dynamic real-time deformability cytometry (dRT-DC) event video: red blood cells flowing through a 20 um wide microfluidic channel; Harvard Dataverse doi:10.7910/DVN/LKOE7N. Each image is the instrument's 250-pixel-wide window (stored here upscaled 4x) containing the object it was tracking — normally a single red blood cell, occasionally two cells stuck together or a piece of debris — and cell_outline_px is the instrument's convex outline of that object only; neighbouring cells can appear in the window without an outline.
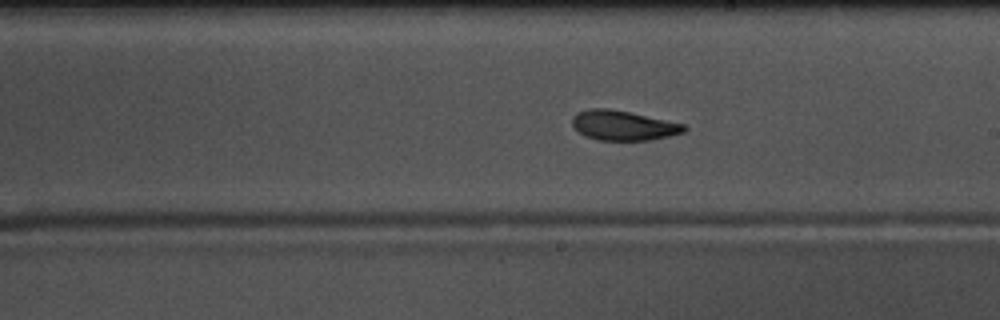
{"species": "common noctule bat (a hibernating species)", "species_latin": "Nyctalus noctula", "temperature_condition": "warm", "stored_images_in_passage": 57, "segment_of_instrument_passage": [1, 2], "camera_frame_rate_fps": 3000, "um_per_image_px": 0.085, "animal": {"sex": "male", "body_mass_g": 17.5, "forearm_length_mm": 52.3}, "frame": {"image": 1, "passage_image": 32, "time_ms": 10.333, "image_size_px": [1000, 320], "cell_outline_px": [[688, 128], [684, 132], [668, 136], [648, 140], [596, 140], [584, 136], [572, 124], [572, 116], [576, 112], [588, 108], [608, 108], [628, 112], [684, 124]], "centroid_in_image_um": [52.93, 10.66], "position_along_channel_um": 236.1, "area_um2": 19.31}}
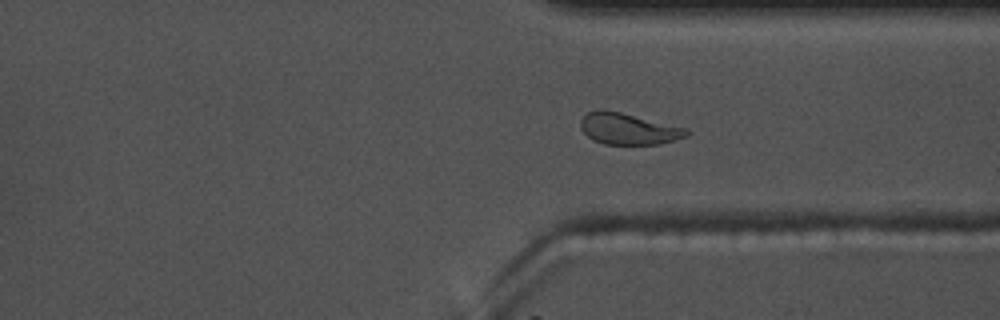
{"frame": {"image": 2, "passage_image": 42, "time_ms": 13.667, "image_size_px": [1000, 320], "cell_outline_px": [[688, 136], [660, 144], [604, 144], [592, 140], [580, 128], [580, 120], [588, 112], [600, 108], [620, 112], [688, 128]], "centroid_in_image_um": [53.4, 10.94], "position_along_channel_um": 358.0, "area_um2": 19.42}}
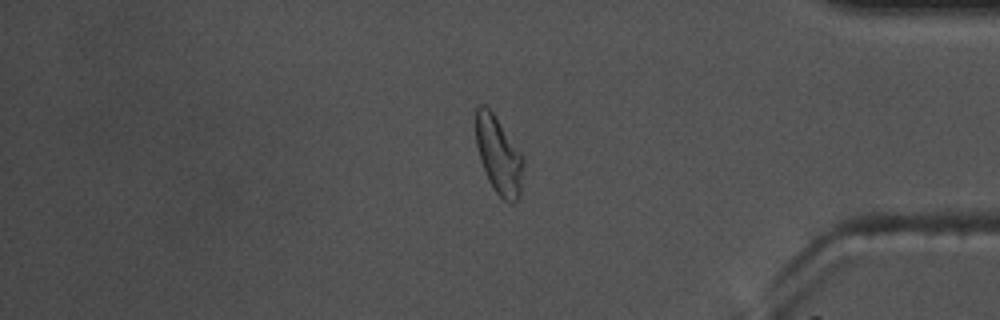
{"frame": {"image": 3, "passage_image": 47, "time_ms": 15.333, "image_size_px": [1000, 320], "cell_outline_px": [[524, 160], [520, 196], [512, 204], [508, 204], [496, 192], [488, 180], [480, 160], [476, 144], [476, 104], [484, 104], [492, 112], [524, 156]], "centroid_in_image_um": [42.39, 13.22], "position_along_channel_um": 392.8, "area_um2": 21.5}}